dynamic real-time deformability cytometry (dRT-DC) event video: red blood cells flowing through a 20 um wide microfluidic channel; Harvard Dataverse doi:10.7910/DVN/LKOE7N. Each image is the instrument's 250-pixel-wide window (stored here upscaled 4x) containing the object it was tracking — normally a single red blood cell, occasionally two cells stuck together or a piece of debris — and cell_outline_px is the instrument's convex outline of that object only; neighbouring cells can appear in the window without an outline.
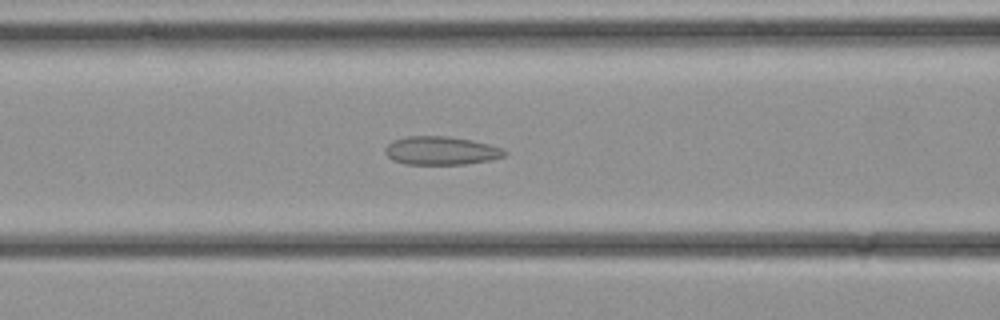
{"species": "common noctule bat (a hibernating species)", "species_latin": "Nyctalus noctula", "temperature_condition": "cold", "stored_images_in_passage": 29, "camera_frame_rate_fps": 3000, "um_per_image_px": 0.085, "animal": {"sex": "female", "body_mass_g": 21.9}, "frame": {"image": 1, "passage_image": 8, "time_ms": 2.333, "image_size_px": [1000, 320], "cell_outline_px": [[508, 152], [504, 156], [492, 160], [464, 164], [404, 164], [392, 160], [384, 152], [384, 148], [392, 140], [408, 136], [448, 136], [472, 140], [488, 144], [500, 148]], "centroid_in_image_um": [37.46, 12.8], "position_along_channel_um": 129.1, "area_um2": 19.83}}
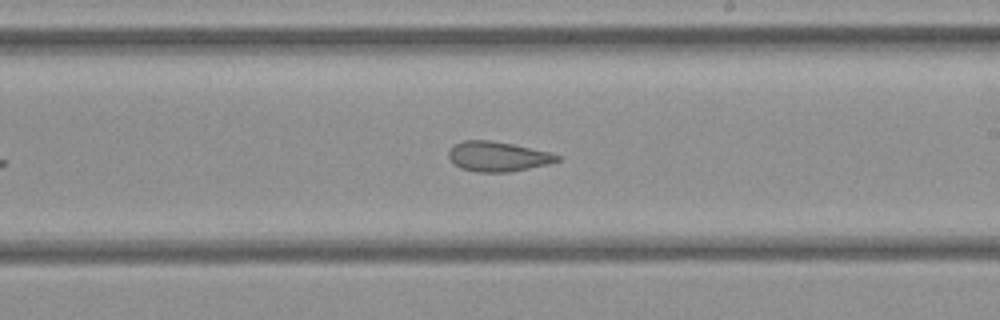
{"frame": {"image": 2, "passage_image": 14, "time_ms": 4.333, "image_size_px": [1000, 320], "cell_outline_px": [[560, 160], [548, 164], [508, 172], [476, 172], [460, 168], [448, 156], [448, 152], [452, 144], [464, 140], [488, 140], [512, 144], [552, 152], [560, 156]], "centroid_in_image_um": [42.3, 13.29], "position_along_channel_um": 246.7, "area_um2": 18.9}}
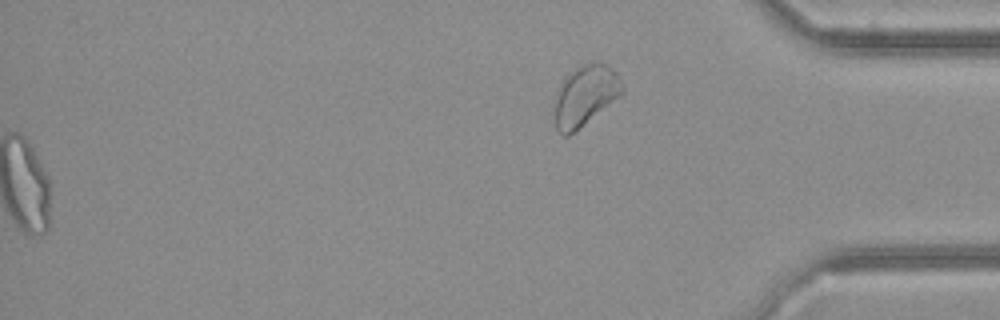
{"frame": {"image": 3, "passage_image": 29, "time_ms": 9.333, "image_size_px": [1000, 320], "cell_outline_px": [[624, 92], [568, 136], [564, 136], [556, 128], [552, 120], [552, 100], [556, 88], [580, 64], [608, 64], [616, 72], [624, 88]], "centroid_in_image_um": [49.65, 8.15], "position_along_channel_um": 385.5, "area_um2": 23.87}}